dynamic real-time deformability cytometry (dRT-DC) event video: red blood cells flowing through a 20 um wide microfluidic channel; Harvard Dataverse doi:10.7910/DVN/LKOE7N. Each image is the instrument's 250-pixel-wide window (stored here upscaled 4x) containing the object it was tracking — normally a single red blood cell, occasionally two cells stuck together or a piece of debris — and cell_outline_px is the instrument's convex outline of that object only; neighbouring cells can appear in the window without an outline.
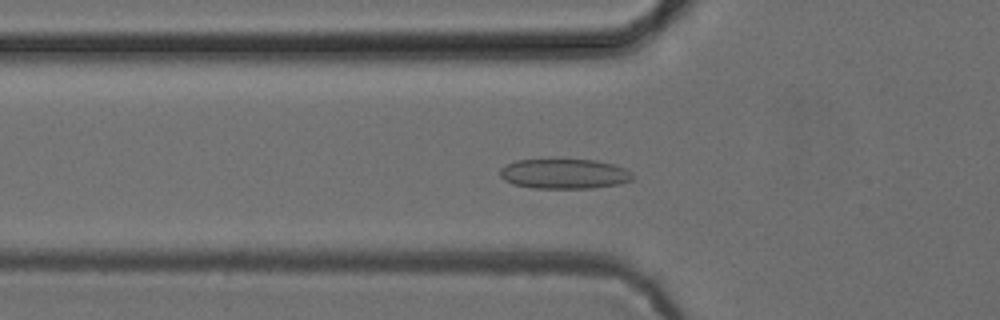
{"species": "common noctule bat (a hibernating species)", "species_latin": "Nyctalus noctula", "temperature_condition": "cold", "stored_images_in_passage": 53, "camera_frame_rate_fps": 3000, "um_per_image_px": 0.085, "animal": {"sex": "female", "body_mass_g": 24.6, "forearm_length_mm": 56.2}, "frame": {"image": 1, "passage_image": 18, "time_ms": 5.667, "image_size_px": [1000, 320], "cell_outline_px": [[636, 176], [632, 180], [620, 184], [592, 188], [532, 188], [512, 184], [504, 180], [500, 176], [500, 168], [516, 160], [596, 160], [612, 164], [624, 168], [632, 172]], "centroid_in_image_um": [47.98, 14.78], "position_along_channel_um": 77.8, "area_um2": 23.18}}
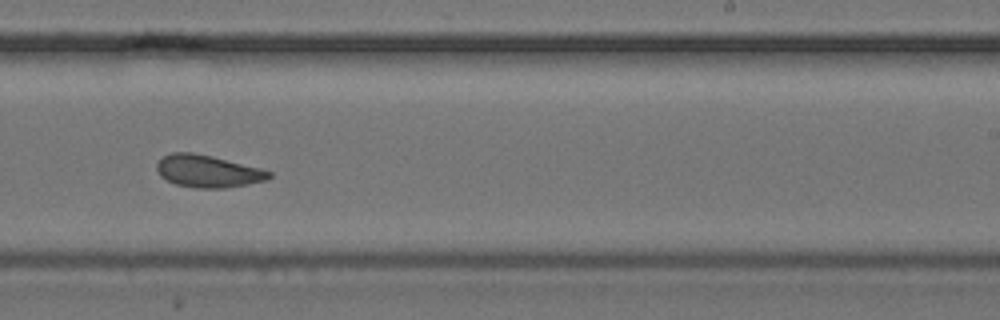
{"frame": {"image": 2, "passage_image": 33, "time_ms": 10.667, "image_size_px": [1000, 320], "cell_outline_px": [[272, 176], [268, 180], [248, 184], [224, 188], [196, 188], [176, 184], [160, 176], [156, 168], [156, 164], [164, 156], [172, 152], [192, 152], [212, 156], [260, 168], [272, 172]], "centroid_in_image_um": [17.68, 14.55], "position_along_channel_um": 271.3, "area_um2": 21.1}}
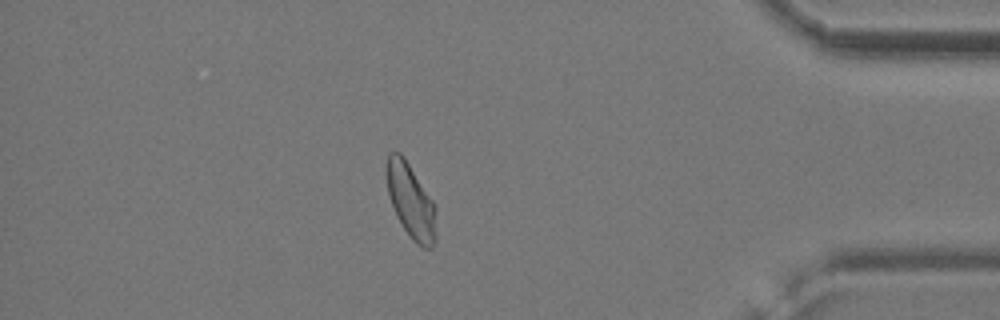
{"frame": {"image": 3, "passage_image": 46, "time_ms": 15.0, "image_size_px": [1000, 320], "cell_outline_px": [[436, 240], [432, 248], [424, 248], [416, 244], [412, 240], [396, 216], [388, 192], [384, 172], [384, 168], [388, 152], [400, 152], [404, 156], [432, 200], [436, 208]], "centroid_in_image_um": [34.9, 17.07], "position_along_channel_um": 400.3, "area_um2": 21.85}, "authors_computed_cell_mechanics": {"area_um2": 22.253, "velocity_mm_per_s": 3.8562, "shape_relaxation_time_tau1_ms": null, "shape_relaxation_time_tau2_ms": 2.0148, "deformation_change_tau1": null, "deformation_change_tau2": 0.0861}}